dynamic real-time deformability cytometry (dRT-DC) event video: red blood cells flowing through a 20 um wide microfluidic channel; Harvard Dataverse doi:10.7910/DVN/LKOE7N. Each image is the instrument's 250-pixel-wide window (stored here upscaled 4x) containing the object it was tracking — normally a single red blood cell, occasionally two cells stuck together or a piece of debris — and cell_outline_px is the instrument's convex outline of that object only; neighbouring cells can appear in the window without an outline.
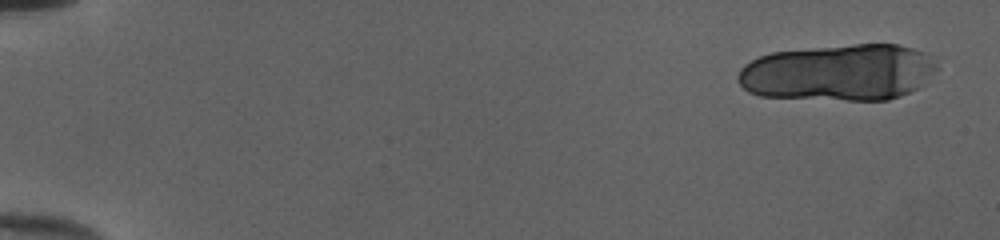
{"species": "human", "species_latin": "Homo sapiens", "temperature_condition": "cold", "stored_images_in_passage": 23, "segment_of_instrument_passage": [1, 2], "camera_frame_rate_fps": 3000, "um_per_image_px": 0.085, "donor": {"sex": "female"}, "frame": {"image": 1, "passage_image": 3, "time_ms": 0.667, "image_size_px": [1000, 240], "cell_outline_px": [[940, 68], [924, 84], [900, 96], [888, 100], [848, 100], [760, 96], [748, 92], [736, 80], [736, 76], [740, 68], [744, 64], [760, 56], [772, 52], [856, 44], [896, 44], [912, 48], [924, 52], [932, 56]], "centroid_in_image_um": [71.31, 6.16], "position_along_channel_um": 13.7, "area_um2": 65.89}}